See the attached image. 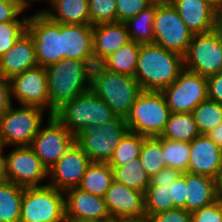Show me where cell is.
Instances as JSON below:
<instances>
[{"label":"cell","instance_id":"obj_1","mask_svg":"<svg viewBox=\"0 0 222 222\" xmlns=\"http://www.w3.org/2000/svg\"><path fill=\"white\" fill-rule=\"evenodd\" d=\"M94 60L63 59L46 67L49 114L91 89Z\"/></svg>","mask_w":222,"mask_h":222},{"label":"cell","instance_id":"obj_2","mask_svg":"<svg viewBox=\"0 0 222 222\" xmlns=\"http://www.w3.org/2000/svg\"><path fill=\"white\" fill-rule=\"evenodd\" d=\"M184 69L183 56L157 45L140 46L135 78L142 90L162 91Z\"/></svg>","mask_w":222,"mask_h":222},{"label":"cell","instance_id":"obj_3","mask_svg":"<svg viewBox=\"0 0 222 222\" xmlns=\"http://www.w3.org/2000/svg\"><path fill=\"white\" fill-rule=\"evenodd\" d=\"M91 89L123 119L143 91L135 77L109 71L101 64L92 67Z\"/></svg>","mask_w":222,"mask_h":222},{"label":"cell","instance_id":"obj_4","mask_svg":"<svg viewBox=\"0 0 222 222\" xmlns=\"http://www.w3.org/2000/svg\"><path fill=\"white\" fill-rule=\"evenodd\" d=\"M54 116L74 136L86 125L107 123L117 117L92 89L65 102Z\"/></svg>","mask_w":222,"mask_h":222},{"label":"cell","instance_id":"obj_5","mask_svg":"<svg viewBox=\"0 0 222 222\" xmlns=\"http://www.w3.org/2000/svg\"><path fill=\"white\" fill-rule=\"evenodd\" d=\"M170 113L161 91L143 90L125 120L130 132L145 137H159Z\"/></svg>","mask_w":222,"mask_h":222},{"label":"cell","instance_id":"obj_6","mask_svg":"<svg viewBox=\"0 0 222 222\" xmlns=\"http://www.w3.org/2000/svg\"><path fill=\"white\" fill-rule=\"evenodd\" d=\"M128 131L126 120L116 117L107 123L86 125L75 136V142L92 162L108 163Z\"/></svg>","mask_w":222,"mask_h":222},{"label":"cell","instance_id":"obj_7","mask_svg":"<svg viewBox=\"0 0 222 222\" xmlns=\"http://www.w3.org/2000/svg\"><path fill=\"white\" fill-rule=\"evenodd\" d=\"M19 222H65L64 191L49 185L26 187Z\"/></svg>","mask_w":222,"mask_h":222},{"label":"cell","instance_id":"obj_8","mask_svg":"<svg viewBox=\"0 0 222 222\" xmlns=\"http://www.w3.org/2000/svg\"><path fill=\"white\" fill-rule=\"evenodd\" d=\"M47 111L37 106L13 104L0 118L1 135L5 147L30 146L33 138L39 132Z\"/></svg>","mask_w":222,"mask_h":222},{"label":"cell","instance_id":"obj_9","mask_svg":"<svg viewBox=\"0 0 222 222\" xmlns=\"http://www.w3.org/2000/svg\"><path fill=\"white\" fill-rule=\"evenodd\" d=\"M183 61L186 70L206 78L222 72V30L193 34Z\"/></svg>","mask_w":222,"mask_h":222},{"label":"cell","instance_id":"obj_10","mask_svg":"<svg viewBox=\"0 0 222 222\" xmlns=\"http://www.w3.org/2000/svg\"><path fill=\"white\" fill-rule=\"evenodd\" d=\"M26 31L34 41L38 66L46 68L62 60V24L38 11L29 15Z\"/></svg>","mask_w":222,"mask_h":222},{"label":"cell","instance_id":"obj_11","mask_svg":"<svg viewBox=\"0 0 222 222\" xmlns=\"http://www.w3.org/2000/svg\"><path fill=\"white\" fill-rule=\"evenodd\" d=\"M161 92L171 113H192L208 98L207 80L184 68L178 78Z\"/></svg>","mask_w":222,"mask_h":222},{"label":"cell","instance_id":"obj_12","mask_svg":"<svg viewBox=\"0 0 222 222\" xmlns=\"http://www.w3.org/2000/svg\"><path fill=\"white\" fill-rule=\"evenodd\" d=\"M154 44L184 56L193 33L173 5L156 7L153 22Z\"/></svg>","mask_w":222,"mask_h":222},{"label":"cell","instance_id":"obj_13","mask_svg":"<svg viewBox=\"0 0 222 222\" xmlns=\"http://www.w3.org/2000/svg\"><path fill=\"white\" fill-rule=\"evenodd\" d=\"M6 155L7 180L22 187L48 185V170L31 146H14Z\"/></svg>","mask_w":222,"mask_h":222},{"label":"cell","instance_id":"obj_14","mask_svg":"<svg viewBox=\"0 0 222 222\" xmlns=\"http://www.w3.org/2000/svg\"><path fill=\"white\" fill-rule=\"evenodd\" d=\"M75 142V136L54 116L47 113V123L33 138L32 149L49 170Z\"/></svg>","mask_w":222,"mask_h":222},{"label":"cell","instance_id":"obj_15","mask_svg":"<svg viewBox=\"0 0 222 222\" xmlns=\"http://www.w3.org/2000/svg\"><path fill=\"white\" fill-rule=\"evenodd\" d=\"M11 100L16 99L19 105L37 106L48 111L49 97L47 72L37 66L26 70L10 79Z\"/></svg>","mask_w":222,"mask_h":222},{"label":"cell","instance_id":"obj_16","mask_svg":"<svg viewBox=\"0 0 222 222\" xmlns=\"http://www.w3.org/2000/svg\"><path fill=\"white\" fill-rule=\"evenodd\" d=\"M91 162L82 148L74 142L48 170V185L61 191L78 187Z\"/></svg>","mask_w":222,"mask_h":222},{"label":"cell","instance_id":"obj_17","mask_svg":"<svg viewBox=\"0 0 222 222\" xmlns=\"http://www.w3.org/2000/svg\"><path fill=\"white\" fill-rule=\"evenodd\" d=\"M65 219L111 222L104 197L93 195L78 187L64 191Z\"/></svg>","mask_w":222,"mask_h":222},{"label":"cell","instance_id":"obj_18","mask_svg":"<svg viewBox=\"0 0 222 222\" xmlns=\"http://www.w3.org/2000/svg\"><path fill=\"white\" fill-rule=\"evenodd\" d=\"M104 201L113 221L146 216L144 193L115 180L105 193Z\"/></svg>","mask_w":222,"mask_h":222},{"label":"cell","instance_id":"obj_19","mask_svg":"<svg viewBox=\"0 0 222 222\" xmlns=\"http://www.w3.org/2000/svg\"><path fill=\"white\" fill-rule=\"evenodd\" d=\"M179 16L193 34L218 27V7L211 0H173Z\"/></svg>","mask_w":222,"mask_h":222},{"label":"cell","instance_id":"obj_20","mask_svg":"<svg viewBox=\"0 0 222 222\" xmlns=\"http://www.w3.org/2000/svg\"><path fill=\"white\" fill-rule=\"evenodd\" d=\"M187 172L220 178V147L207 135L201 134L191 142Z\"/></svg>","mask_w":222,"mask_h":222},{"label":"cell","instance_id":"obj_21","mask_svg":"<svg viewBox=\"0 0 222 222\" xmlns=\"http://www.w3.org/2000/svg\"><path fill=\"white\" fill-rule=\"evenodd\" d=\"M37 66L34 41L27 31L0 57V74L9 80Z\"/></svg>","mask_w":222,"mask_h":222},{"label":"cell","instance_id":"obj_22","mask_svg":"<svg viewBox=\"0 0 222 222\" xmlns=\"http://www.w3.org/2000/svg\"><path fill=\"white\" fill-rule=\"evenodd\" d=\"M130 41L125 23L114 22L94 25V64H101L107 57Z\"/></svg>","mask_w":222,"mask_h":222},{"label":"cell","instance_id":"obj_23","mask_svg":"<svg viewBox=\"0 0 222 222\" xmlns=\"http://www.w3.org/2000/svg\"><path fill=\"white\" fill-rule=\"evenodd\" d=\"M94 60L93 26L62 24V60Z\"/></svg>","mask_w":222,"mask_h":222},{"label":"cell","instance_id":"obj_24","mask_svg":"<svg viewBox=\"0 0 222 222\" xmlns=\"http://www.w3.org/2000/svg\"><path fill=\"white\" fill-rule=\"evenodd\" d=\"M186 211L194 212L218 200V180L185 172Z\"/></svg>","mask_w":222,"mask_h":222},{"label":"cell","instance_id":"obj_25","mask_svg":"<svg viewBox=\"0 0 222 222\" xmlns=\"http://www.w3.org/2000/svg\"><path fill=\"white\" fill-rule=\"evenodd\" d=\"M50 9L41 10L47 18L58 24H90L88 0H47ZM52 10V11H51Z\"/></svg>","mask_w":222,"mask_h":222},{"label":"cell","instance_id":"obj_26","mask_svg":"<svg viewBox=\"0 0 222 222\" xmlns=\"http://www.w3.org/2000/svg\"><path fill=\"white\" fill-rule=\"evenodd\" d=\"M201 135L192 113H170L161 138L192 142Z\"/></svg>","mask_w":222,"mask_h":222},{"label":"cell","instance_id":"obj_27","mask_svg":"<svg viewBox=\"0 0 222 222\" xmlns=\"http://www.w3.org/2000/svg\"><path fill=\"white\" fill-rule=\"evenodd\" d=\"M113 180V170L108 163L91 162L78 188L104 197Z\"/></svg>","mask_w":222,"mask_h":222},{"label":"cell","instance_id":"obj_28","mask_svg":"<svg viewBox=\"0 0 222 222\" xmlns=\"http://www.w3.org/2000/svg\"><path fill=\"white\" fill-rule=\"evenodd\" d=\"M141 44L130 41L107 57L101 65L109 71L135 76Z\"/></svg>","mask_w":222,"mask_h":222},{"label":"cell","instance_id":"obj_29","mask_svg":"<svg viewBox=\"0 0 222 222\" xmlns=\"http://www.w3.org/2000/svg\"><path fill=\"white\" fill-rule=\"evenodd\" d=\"M25 187L13 182L0 183V222H19Z\"/></svg>","mask_w":222,"mask_h":222},{"label":"cell","instance_id":"obj_30","mask_svg":"<svg viewBox=\"0 0 222 222\" xmlns=\"http://www.w3.org/2000/svg\"><path fill=\"white\" fill-rule=\"evenodd\" d=\"M156 13L155 6H148L125 22L130 40L138 44H153V22Z\"/></svg>","mask_w":222,"mask_h":222},{"label":"cell","instance_id":"obj_31","mask_svg":"<svg viewBox=\"0 0 222 222\" xmlns=\"http://www.w3.org/2000/svg\"><path fill=\"white\" fill-rule=\"evenodd\" d=\"M114 180L145 194L150 185V177L145 173L139 158L127 164L111 167Z\"/></svg>","mask_w":222,"mask_h":222},{"label":"cell","instance_id":"obj_32","mask_svg":"<svg viewBox=\"0 0 222 222\" xmlns=\"http://www.w3.org/2000/svg\"><path fill=\"white\" fill-rule=\"evenodd\" d=\"M139 161L145 173L151 178L160 170L166 168L164 155L162 152V138L145 137Z\"/></svg>","mask_w":222,"mask_h":222},{"label":"cell","instance_id":"obj_33","mask_svg":"<svg viewBox=\"0 0 222 222\" xmlns=\"http://www.w3.org/2000/svg\"><path fill=\"white\" fill-rule=\"evenodd\" d=\"M144 140L145 136L128 131L115 147L114 153L108 162L109 166H121L139 158Z\"/></svg>","mask_w":222,"mask_h":222},{"label":"cell","instance_id":"obj_34","mask_svg":"<svg viewBox=\"0 0 222 222\" xmlns=\"http://www.w3.org/2000/svg\"><path fill=\"white\" fill-rule=\"evenodd\" d=\"M192 114L200 133L206 135L222 123V104L207 98L193 109Z\"/></svg>","mask_w":222,"mask_h":222},{"label":"cell","instance_id":"obj_35","mask_svg":"<svg viewBox=\"0 0 222 222\" xmlns=\"http://www.w3.org/2000/svg\"><path fill=\"white\" fill-rule=\"evenodd\" d=\"M190 149L191 142L172 141L162 138V152L166 167L187 172Z\"/></svg>","mask_w":222,"mask_h":222},{"label":"cell","instance_id":"obj_36","mask_svg":"<svg viewBox=\"0 0 222 222\" xmlns=\"http://www.w3.org/2000/svg\"><path fill=\"white\" fill-rule=\"evenodd\" d=\"M169 186H148L145 194V213L149 215L173 209Z\"/></svg>","mask_w":222,"mask_h":222},{"label":"cell","instance_id":"obj_37","mask_svg":"<svg viewBox=\"0 0 222 222\" xmlns=\"http://www.w3.org/2000/svg\"><path fill=\"white\" fill-rule=\"evenodd\" d=\"M91 26L116 22V0H88Z\"/></svg>","mask_w":222,"mask_h":222},{"label":"cell","instance_id":"obj_38","mask_svg":"<svg viewBox=\"0 0 222 222\" xmlns=\"http://www.w3.org/2000/svg\"><path fill=\"white\" fill-rule=\"evenodd\" d=\"M27 30V20H9L0 23V57L5 54Z\"/></svg>","mask_w":222,"mask_h":222},{"label":"cell","instance_id":"obj_39","mask_svg":"<svg viewBox=\"0 0 222 222\" xmlns=\"http://www.w3.org/2000/svg\"><path fill=\"white\" fill-rule=\"evenodd\" d=\"M148 6V0H116V22L125 23Z\"/></svg>","mask_w":222,"mask_h":222},{"label":"cell","instance_id":"obj_40","mask_svg":"<svg viewBox=\"0 0 222 222\" xmlns=\"http://www.w3.org/2000/svg\"><path fill=\"white\" fill-rule=\"evenodd\" d=\"M191 222H222V204L217 200L192 212Z\"/></svg>","mask_w":222,"mask_h":222},{"label":"cell","instance_id":"obj_41","mask_svg":"<svg viewBox=\"0 0 222 222\" xmlns=\"http://www.w3.org/2000/svg\"><path fill=\"white\" fill-rule=\"evenodd\" d=\"M173 209L182 208L186 210V181L185 172L179 176L171 185H169Z\"/></svg>","mask_w":222,"mask_h":222},{"label":"cell","instance_id":"obj_42","mask_svg":"<svg viewBox=\"0 0 222 222\" xmlns=\"http://www.w3.org/2000/svg\"><path fill=\"white\" fill-rule=\"evenodd\" d=\"M151 222H191V213L182 208L149 215Z\"/></svg>","mask_w":222,"mask_h":222},{"label":"cell","instance_id":"obj_43","mask_svg":"<svg viewBox=\"0 0 222 222\" xmlns=\"http://www.w3.org/2000/svg\"><path fill=\"white\" fill-rule=\"evenodd\" d=\"M25 10L12 0H0V23L9 20H28L29 16L22 17ZM20 15V16H19Z\"/></svg>","mask_w":222,"mask_h":222},{"label":"cell","instance_id":"obj_44","mask_svg":"<svg viewBox=\"0 0 222 222\" xmlns=\"http://www.w3.org/2000/svg\"><path fill=\"white\" fill-rule=\"evenodd\" d=\"M182 174L181 171L166 167L150 178L149 186H169Z\"/></svg>","mask_w":222,"mask_h":222},{"label":"cell","instance_id":"obj_45","mask_svg":"<svg viewBox=\"0 0 222 222\" xmlns=\"http://www.w3.org/2000/svg\"><path fill=\"white\" fill-rule=\"evenodd\" d=\"M208 99L222 104V72L206 78Z\"/></svg>","mask_w":222,"mask_h":222},{"label":"cell","instance_id":"obj_46","mask_svg":"<svg viewBox=\"0 0 222 222\" xmlns=\"http://www.w3.org/2000/svg\"><path fill=\"white\" fill-rule=\"evenodd\" d=\"M12 104L10 80L0 74V118L9 110Z\"/></svg>","mask_w":222,"mask_h":222},{"label":"cell","instance_id":"obj_47","mask_svg":"<svg viewBox=\"0 0 222 222\" xmlns=\"http://www.w3.org/2000/svg\"><path fill=\"white\" fill-rule=\"evenodd\" d=\"M217 146L222 148V123L206 134Z\"/></svg>","mask_w":222,"mask_h":222},{"label":"cell","instance_id":"obj_48","mask_svg":"<svg viewBox=\"0 0 222 222\" xmlns=\"http://www.w3.org/2000/svg\"><path fill=\"white\" fill-rule=\"evenodd\" d=\"M7 181L6 155H4V149H0V183Z\"/></svg>","mask_w":222,"mask_h":222},{"label":"cell","instance_id":"obj_49","mask_svg":"<svg viewBox=\"0 0 222 222\" xmlns=\"http://www.w3.org/2000/svg\"><path fill=\"white\" fill-rule=\"evenodd\" d=\"M150 6L162 7L173 4V0H148Z\"/></svg>","mask_w":222,"mask_h":222},{"label":"cell","instance_id":"obj_50","mask_svg":"<svg viewBox=\"0 0 222 222\" xmlns=\"http://www.w3.org/2000/svg\"><path fill=\"white\" fill-rule=\"evenodd\" d=\"M12 1H15L19 6H21L24 10H26V8L31 7V3L40 0H12Z\"/></svg>","mask_w":222,"mask_h":222},{"label":"cell","instance_id":"obj_51","mask_svg":"<svg viewBox=\"0 0 222 222\" xmlns=\"http://www.w3.org/2000/svg\"><path fill=\"white\" fill-rule=\"evenodd\" d=\"M119 222H151V221L147 216H145L141 218L123 219L120 220Z\"/></svg>","mask_w":222,"mask_h":222},{"label":"cell","instance_id":"obj_52","mask_svg":"<svg viewBox=\"0 0 222 222\" xmlns=\"http://www.w3.org/2000/svg\"><path fill=\"white\" fill-rule=\"evenodd\" d=\"M218 28L222 30V0L218 7Z\"/></svg>","mask_w":222,"mask_h":222},{"label":"cell","instance_id":"obj_53","mask_svg":"<svg viewBox=\"0 0 222 222\" xmlns=\"http://www.w3.org/2000/svg\"><path fill=\"white\" fill-rule=\"evenodd\" d=\"M218 201L222 204V177L218 179Z\"/></svg>","mask_w":222,"mask_h":222},{"label":"cell","instance_id":"obj_54","mask_svg":"<svg viewBox=\"0 0 222 222\" xmlns=\"http://www.w3.org/2000/svg\"><path fill=\"white\" fill-rule=\"evenodd\" d=\"M0 149H6L1 135V126H0Z\"/></svg>","mask_w":222,"mask_h":222},{"label":"cell","instance_id":"obj_55","mask_svg":"<svg viewBox=\"0 0 222 222\" xmlns=\"http://www.w3.org/2000/svg\"><path fill=\"white\" fill-rule=\"evenodd\" d=\"M222 177V148H220V178Z\"/></svg>","mask_w":222,"mask_h":222},{"label":"cell","instance_id":"obj_56","mask_svg":"<svg viewBox=\"0 0 222 222\" xmlns=\"http://www.w3.org/2000/svg\"><path fill=\"white\" fill-rule=\"evenodd\" d=\"M65 222H95V221H81V220H74V219H65Z\"/></svg>","mask_w":222,"mask_h":222},{"label":"cell","instance_id":"obj_57","mask_svg":"<svg viewBox=\"0 0 222 222\" xmlns=\"http://www.w3.org/2000/svg\"><path fill=\"white\" fill-rule=\"evenodd\" d=\"M217 7H219L221 0H211Z\"/></svg>","mask_w":222,"mask_h":222}]
</instances>
